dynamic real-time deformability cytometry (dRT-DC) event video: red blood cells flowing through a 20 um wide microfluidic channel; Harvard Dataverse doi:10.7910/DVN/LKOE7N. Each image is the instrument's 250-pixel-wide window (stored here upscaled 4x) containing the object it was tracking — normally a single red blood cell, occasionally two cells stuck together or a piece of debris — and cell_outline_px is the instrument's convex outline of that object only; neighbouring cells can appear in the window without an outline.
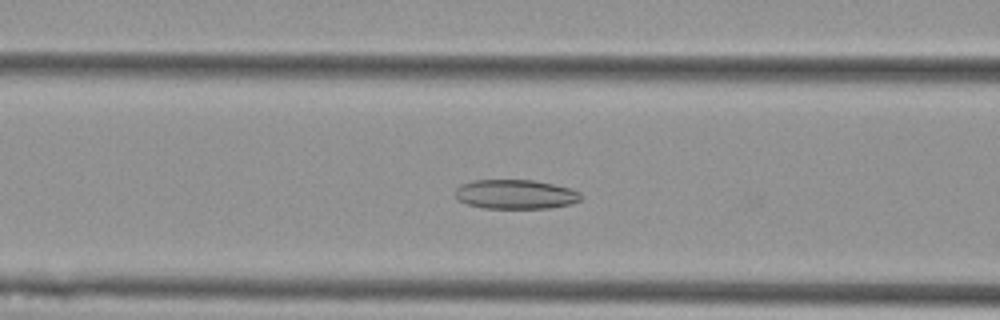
{"species": "Egyptian fruit bat (a non-hibernating species)", "species_latin": "Rousettus aegyptiacus", "temperature_condition": "cold", "stored_images_in_passage": 47, "camera_frame_rate_fps": 3000, "um_per_image_px": 0.085, "animal": {"sex": "female"}, "frame": {"image": 1, "passage_image": 13, "time_ms": 4.0, "image_size_px": [1000, 320], "cell_outline_px": [[580, 200], [572, 204], [548, 208], [484, 208], [468, 204], [456, 200], [456, 188], [460, 184], [472, 180], [532, 180], [572, 188], [580, 192]], "centroid_in_image_um": [43.8, 16.51], "position_along_channel_um": 122.8, "area_um2": 21.56}}
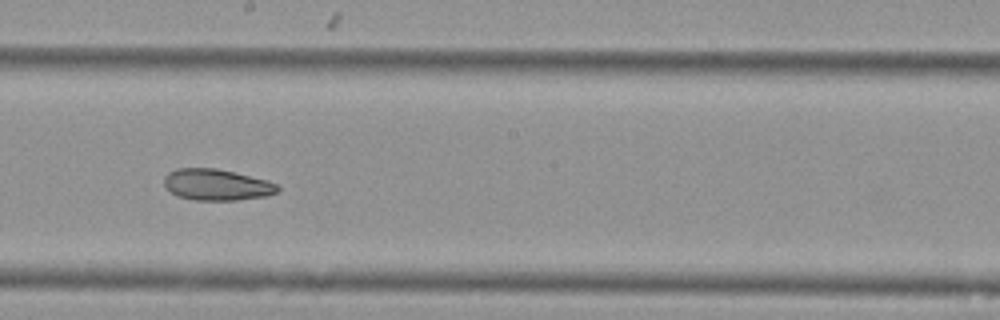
{"frame": {"image": 2, "passage_image": 22, "time_ms": 7.0, "image_size_px": [1000, 320], "cell_outline_px": [[280, 188], [276, 192], [268, 196], [236, 200], [192, 200], [176, 196], [164, 184], [164, 176], [168, 172], [176, 168], [216, 168], [268, 180], [276, 184]], "centroid_in_image_um": [18.41, 15.7], "position_along_channel_um": 229.8, "area_um2": 20.75}}
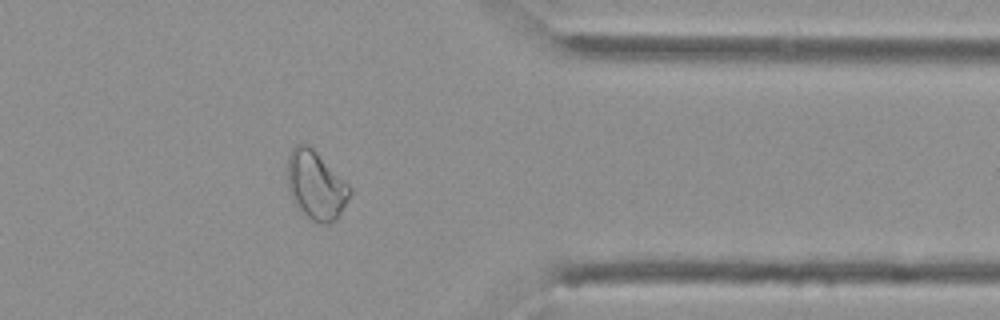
{"frame": {"image": 3, "passage_image": 36, "time_ms": 11.667, "image_size_px": [1000, 320], "cell_outline_px": [[352, 192], [340, 216], [336, 220], [328, 224], [316, 224], [304, 216], [296, 208], [292, 200], [288, 188], [288, 156], [292, 148], [296, 144], [308, 144], [352, 188]], "centroid_in_image_um": [26.85, 15.81], "position_along_channel_um": 384.6, "area_um2": 25.2}, "authors_computed_cell_mechanics": {"area_um2": 23.7558, "velocity_mm_per_s": 3.5886, "shape_relaxation_time_tau1_ms": null, "shape_relaxation_time_tau2_ms": 4.9772, "deformation_change_tau1": null, "deformation_change_tau2": 0.1141}}